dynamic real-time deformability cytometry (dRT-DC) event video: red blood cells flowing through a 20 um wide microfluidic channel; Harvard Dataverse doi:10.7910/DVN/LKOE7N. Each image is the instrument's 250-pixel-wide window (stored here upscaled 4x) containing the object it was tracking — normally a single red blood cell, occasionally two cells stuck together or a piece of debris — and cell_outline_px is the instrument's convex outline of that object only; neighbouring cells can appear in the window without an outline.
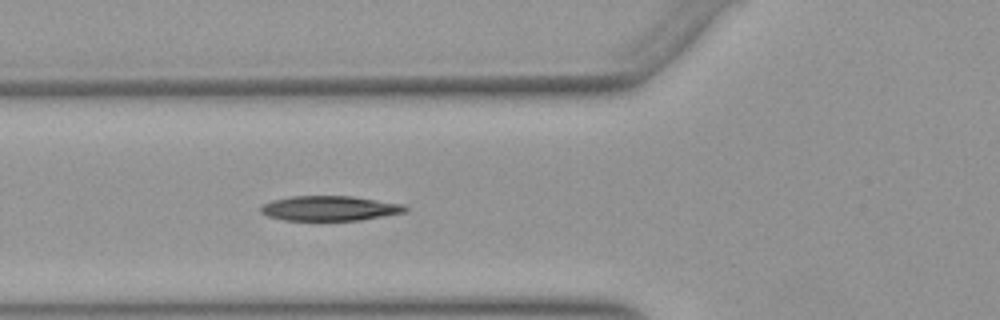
{"species": "Egyptian fruit bat (a non-hibernating species)", "species_latin": "Rousettus aegyptiacus", "temperature_condition": "warm", "stored_images_in_passage": 36, "camera_frame_rate_fps": 3000, "um_per_image_px": 0.085, "animal": {"sex": "female"}, "frame": {"image": 1, "passage_image": 8, "time_ms": 2.333, "image_size_px": [1000, 320], "cell_outline_px": [[408, 208], [404, 212], [360, 220], [284, 220], [268, 216], [260, 212], [260, 208], [264, 204], [272, 200], [292, 196], [352, 196], [404, 204]], "centroid_in_image_um": [28.01, 17.7], "position_along_channel_um": 97.8, "area_um2": 20.81}}
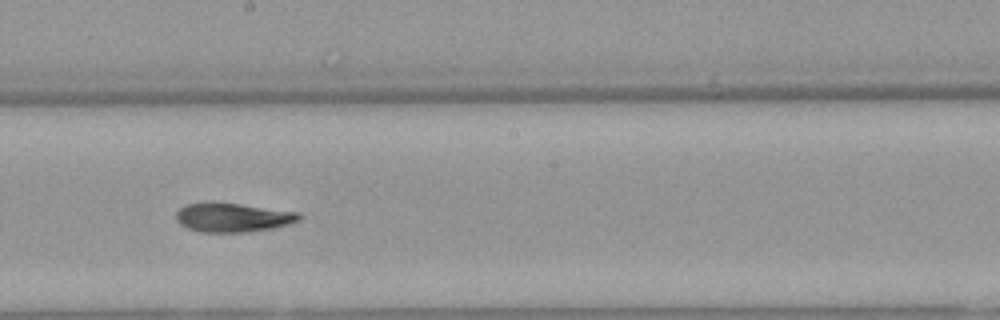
{"frame": {"image": 2, "passage_image": 18, "time_ms": 5.667, "image_size_px": [1000, 320], "cell_outline_px": [[304, 216], [300, 220], [288, 224], [272, 228], [248, 232], [200, 232], [188, 228], [180, 224], [176, 220], [176, 212], [184, 204], [204, 200], [212, 200], [300, 212]], "centroid_in_image_um": [19.76, 18.45], "position_along_channel_um": 228.4, "area_um2": 21.5}}
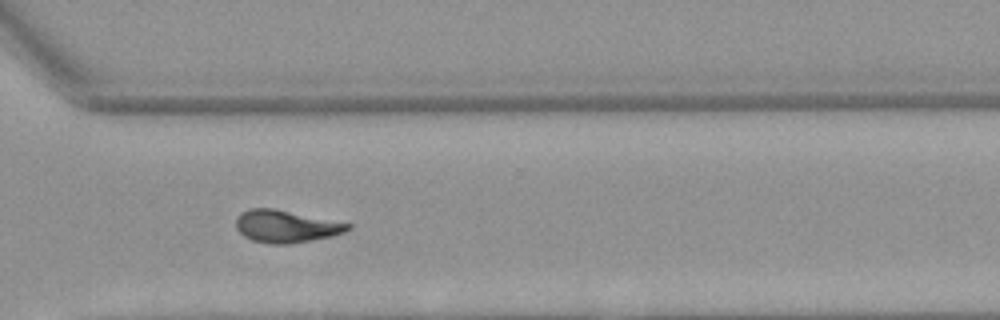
{"frame": {"image": 3, "passage_image": 27, "time_ms": 8.667, "image_size_px": [1000, 320], "cell_outline_px": [[352, 228], [344, 232], [332, 236], [312, 240], [288, 244], [272, 244], [252, 240], [244, 236], [236, 228], [236, 216], [240, 212], [248, 208], [272, 208], [352, 224]], "centroid_in_image_um": [24.28, 19.23], "position_along_channel_um": 346.3, "area_um2": 21.04}, "authors_computed_cell_mechanics": {"area_um2": 20.9814, "velocity_mm_per_s": 3.9232, "shape_relaxation_time_tau1_ms": 8.5547, "shape_relaxation_time_tau2_ms": 3.4924, "deformation_change_tau1": 0.2518, "deformation_change_tau2": 0.1183}}